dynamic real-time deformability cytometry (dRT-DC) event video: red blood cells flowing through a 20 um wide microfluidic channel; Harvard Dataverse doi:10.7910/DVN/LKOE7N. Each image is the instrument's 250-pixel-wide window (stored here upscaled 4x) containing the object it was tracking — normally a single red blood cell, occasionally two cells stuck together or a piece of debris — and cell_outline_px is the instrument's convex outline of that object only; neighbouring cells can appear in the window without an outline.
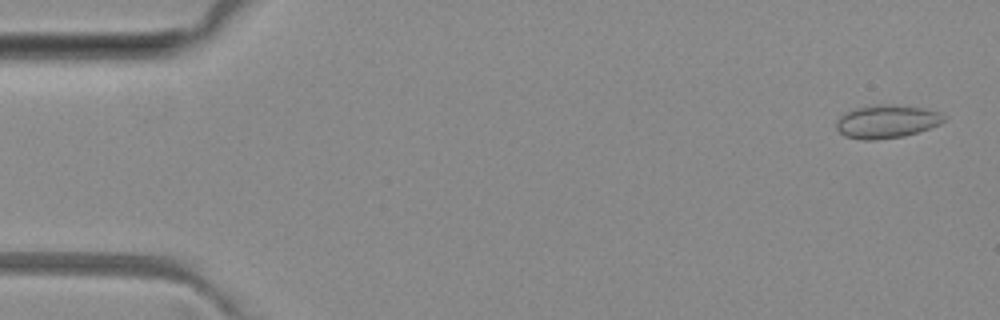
{"species": "common noctule bat (a hibernating species)", "species_latin": "Nyctalus noctula", "temperature_condition": "room temperature", "stored_images_in_passage": 6, "camera_frame_rate_fps": 3000, "um_per_image_px": 0.085, "animal": {"sex": "female", "body_mass_g": 29.2, "forearm_length_mm": 56.3}, "frame": {"image": 1, "passage_image": 1, "time_ms": 0.0, "image_size_px": [1000, 320], "cell_outline_px": [[948, 116], [940, 124], [904, 136], [872, 140], [864, 140], [844, 136], [836, 128], [836, 120], [840, 116], [856, 108], [876, 104], [892, 104], [924, 108], [940, 112]], "centroid_in_image_um": [75.38, 10.32], "position_along_channel_um": 9.6, "area_um2": 20.81}}
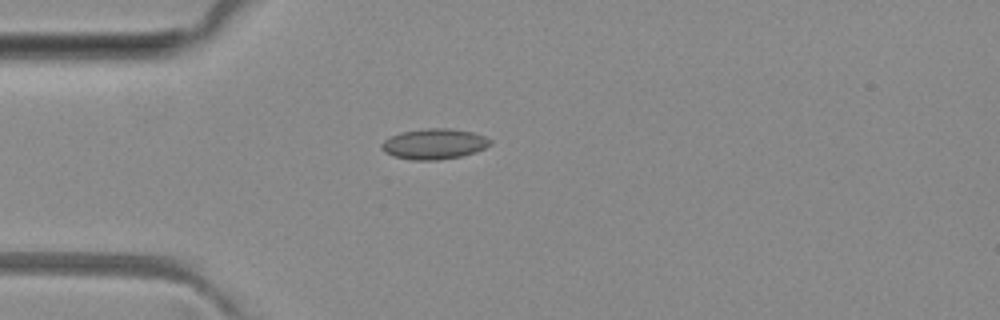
{"frame": {"image": 2, "passage_image": 4, "time_ms": 3.667, "image_size_px": [1000, 320], "cell_outline_px": [[492, 144], [476, 152], [460, 156], [436, 160], [412, 160], [392, 156], [384, 152], [380, 148], [380, 144], [384, 140], [400, 132], [428, 128], [448, 128], [472, 132], [484, 136], [492, 140]], "centroid_in_image_um": [36.88, 12.24], "position_along_channel_um": 48.1, "area_um2": 19.36}}
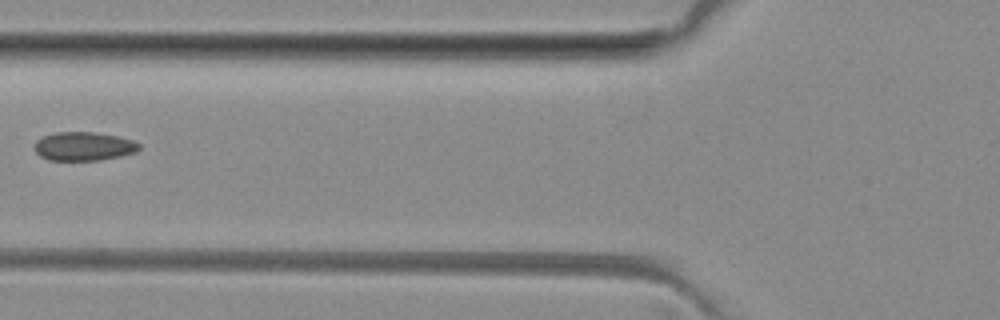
{"frame": {"image": 3, "passage_image": 6, "time_ms": 5.667, "image_size_px": [1000, 320], "cell_outline_px": [[140, 148], [136, 152], [120, 156], [100, 160], [48, 160], [40, 156], [36, 152], [36, 140], [44, 136], [56, 132], [92, 132], [116, 136], [132, 140], [140, 144]], "centroid_in_image_um": [7.12, 12.44], "position_along_channel_um": 118.7, "area_um2": 17.34}}